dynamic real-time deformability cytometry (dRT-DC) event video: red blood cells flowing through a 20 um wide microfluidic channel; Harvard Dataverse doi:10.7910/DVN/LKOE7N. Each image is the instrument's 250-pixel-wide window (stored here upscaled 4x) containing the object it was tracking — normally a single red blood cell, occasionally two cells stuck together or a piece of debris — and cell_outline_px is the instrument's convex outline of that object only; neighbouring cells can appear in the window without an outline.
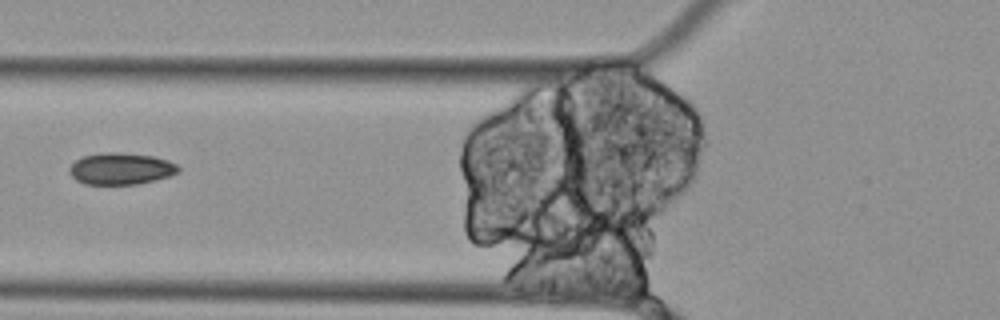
{"species": "Egyptian fruit bat (a non-hibernating species)", "species_latin": "Rousettus aegyptiacus", "temperature_condition": "cold", "stored_images_in_passage": 7, "camera_frame_rate_fps": 3000, "um_per_image_px": 0.085, "animal": {"sex": "female"}, "frame": {"image": 1, "passage_image": 2, "time_ms": 0.333, "image_size_px": [1000, 320], "cell_outline_px": [[180, 172], [172, 176], [156, 180], [136, 184], [84, 184], [76, 180], [68, 172], [68, 168], [76, 160], [84, 156], [104, 152], [116, 152], [152, 156], [168, 160], [176, 164], [180, 168]], "centroid_in_image_um": [10.29, 14.34], "position_along_channel_um": 115.5, "area_um2": 20.23}}
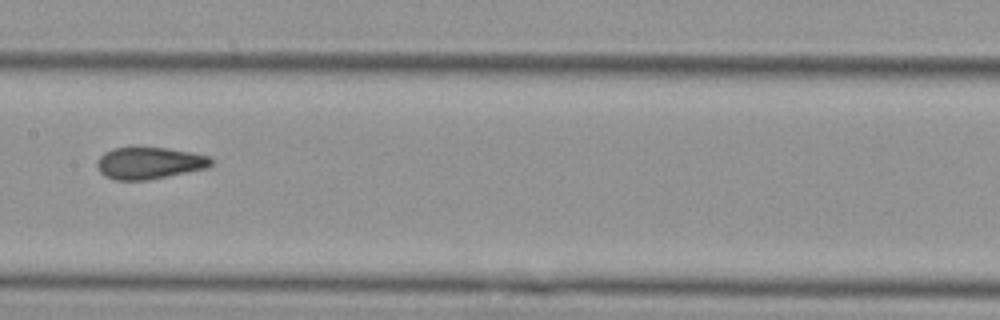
{"frame": {"image": 2, "passage_image": 4, "time_ms": 1.0, "image_size_px": [1000, 320], "cell_outline_px": [[212, 164], [208, 168], [148, 180], [116, 180], [104, 176], [100, 172], [96, 164], [100, 156], [104, 152], [112, 148], [136, 144], [168, 148], [192, 152], [212, 156]], "centroid_in_image_um": [12.68, 13.81], "position_along_channel_um": 194.7, "area_um2": 22.08}}
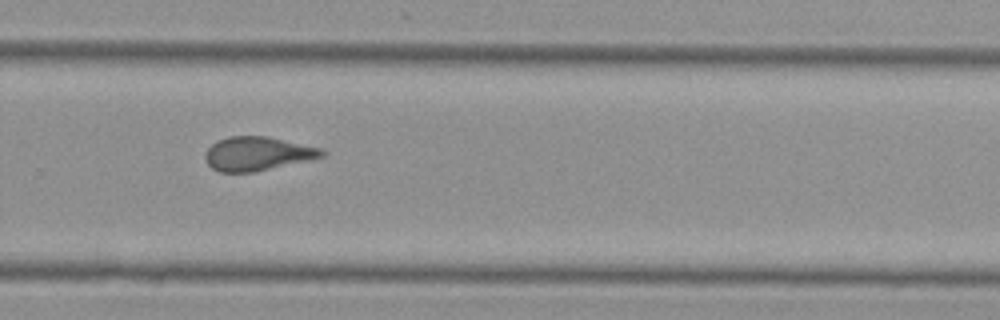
{"frame": {"image": 3, "passage_image": 7, "time_ms": 2.0, "image_size_px": [1000, 320], "cell_outline_px": [[328, 152], [324, 156], [308, 160], [256, 172], [220, 172], [212, 168], [204, 160], [204, 156], [208, 148], [216, 140], [228, 136], [268, 136], [324, 148]], "centroid_in_image_um": [21.9, 13.05], "position_along_channel_um": 307.9, "area_um2": 23.35}}